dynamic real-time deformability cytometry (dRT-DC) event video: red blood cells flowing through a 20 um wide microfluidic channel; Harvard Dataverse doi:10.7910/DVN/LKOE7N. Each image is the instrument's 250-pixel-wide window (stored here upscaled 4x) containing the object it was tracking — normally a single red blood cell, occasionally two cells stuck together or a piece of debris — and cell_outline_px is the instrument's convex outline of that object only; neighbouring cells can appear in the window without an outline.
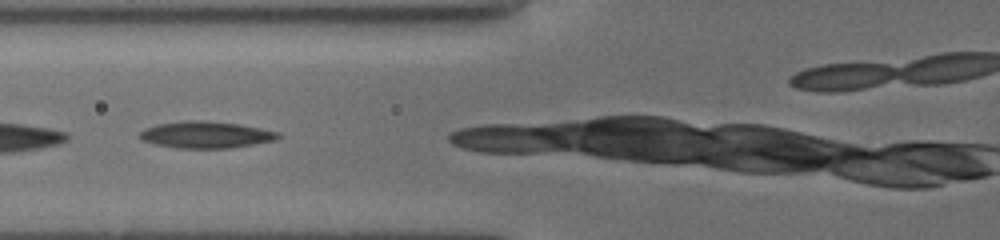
{"species": "common noctule bat (a hibernating species)", "species_latin": "Nyctalus noctula", "temperature_condition": "cold", "stored_images_in_passage": 8, "camera_frame_rate_fps": 3000, "um_per_image_px": 0.085, "animal": {"sex": "female", "body_mass_g": 19.5, "forearm_length_mm": 54.1}, "frame": {"image": 1, "passage_image": 5, "time_ms": 1.333, "image_size_px": [1000, 240], "cell_outline_px": [[280, 136], [276, 140], [228, 148], [176, 148], [156, 144], [144, 140], [140, 136], [140, 132], [144, 128], [156, 124], [188, 120], [204, 120], [240, 124], [280, 132]], "centroid_in_image_um": [17.51, 11.44], "position_along_channel_um": 108.3, "area_um2": 21.44}}